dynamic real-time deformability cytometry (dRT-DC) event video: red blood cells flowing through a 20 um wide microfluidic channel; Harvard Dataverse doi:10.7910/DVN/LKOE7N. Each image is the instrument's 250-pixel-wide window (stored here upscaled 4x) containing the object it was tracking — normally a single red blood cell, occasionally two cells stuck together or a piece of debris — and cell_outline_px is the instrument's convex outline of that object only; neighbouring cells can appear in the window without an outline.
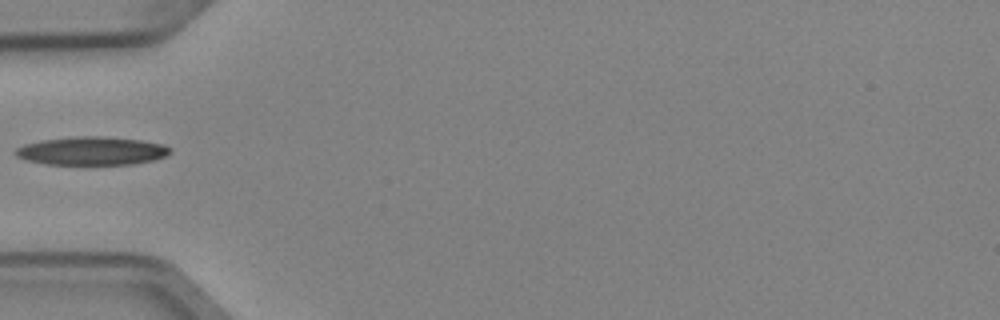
{"species": "Egyptian fruit bat (a non-hibernating species)", "species_latin": "Rousettus aegyptiacus", "temperature_condition": "cold", "stored_images_in_passage": 3, "camera_frame_rate_fps": 3000, "um_per_image_px": 0.085, "animal": {"sex": "female"}, "frame": {"image": 1, "passage_image": 3, "time_ms": 0.667, "image_size_px": [1000, 320], "cell_outline_px": [[172, 152], [164, 156], [152, 160], [132, 164], [48, 164], [28, 160], [16, 156], [12, 152], [16, 148], [24, 144], [40, 140], [76, 136], [104, 136], [140, 140], [164, 144], [172, 148]], "centroid_in_image_um": [7.79, 12.81], "position_along_channel_um": 77.2, "area_um2": 25.55}}